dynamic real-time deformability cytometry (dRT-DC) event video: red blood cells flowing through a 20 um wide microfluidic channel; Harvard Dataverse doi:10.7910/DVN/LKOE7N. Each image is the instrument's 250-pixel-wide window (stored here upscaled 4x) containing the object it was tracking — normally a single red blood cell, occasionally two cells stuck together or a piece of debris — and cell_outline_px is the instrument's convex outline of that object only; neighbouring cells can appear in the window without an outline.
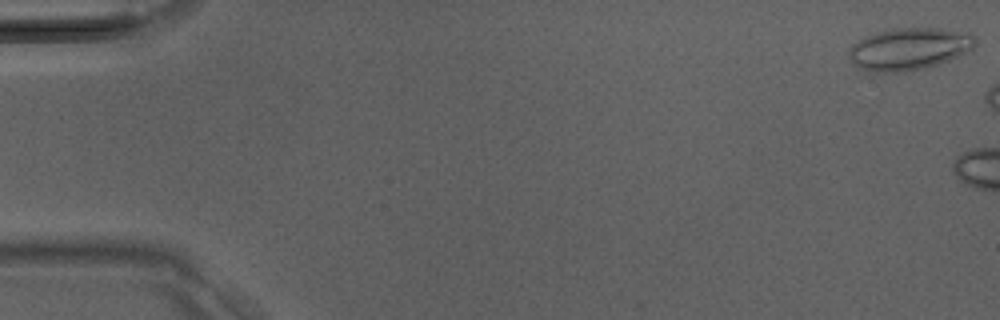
{"species": "Egyptian fruit bat (a non-hibernating species)", "species_latin": "Rousettus aegyptiacus", "temperature_condition": "room temperature", "stored_images_in_passage": 5, "camera_frame_rate_fps": 3000, "um_per_image_px": 0.085, "animal": {"sex": "male"}, "frame": {"image": 1, "passage_image": 1, "time_ms": 0.0, "image_size_px": [1000, 320], "cell_outline_px": [[976, 44], [972, 48], [948, 60], [924, 68], [904, 72], [868, 76], [848, 56], [848, 48], [852, 44], [876, 32], [892, 28], [940, 28], [968, 32], [976, 36]], "centroid_in_image_um": [77.21, 4.19], "position_along_channel_um": 7.8, "area_um2": 31.56}}